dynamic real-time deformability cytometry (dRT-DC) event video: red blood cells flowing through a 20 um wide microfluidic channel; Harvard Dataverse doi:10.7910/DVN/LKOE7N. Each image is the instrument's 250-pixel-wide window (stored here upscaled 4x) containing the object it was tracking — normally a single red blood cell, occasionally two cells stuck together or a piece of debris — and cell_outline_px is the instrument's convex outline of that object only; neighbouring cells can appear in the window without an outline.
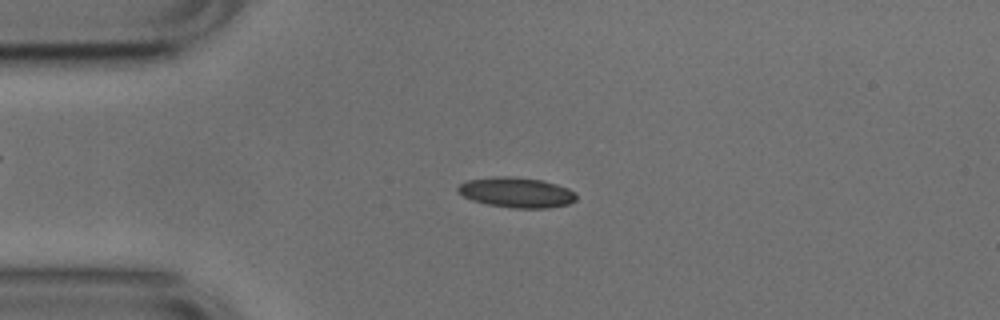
{"species": "common noctule bat (a hibernating species)", "species_latin": "Nyctalus noctula", "temperature_condition": "cold", "stored_images_in_passage": 49, "camera_frame_rate_fps": 3000, "um_per_image_px": 0.085, "animal": {"sex": "male", "body_mass_g": 17.9, "forearm_length_mm": 54.2}, "frame": {"image": 1, "passage_image": 9, "time_ms": 2.667, "image_size_px": [1000, 320], "cell_outline_px": [[576, 200], [568, 204], [544, 208], [516, 208], [488, 204], [472, 200], [464, 196], [456, 188], [460, 184], [468, 180], [492, 176], [512, 176], [540, 180], [556, 184], [568, 188], [576, 192]], "centroid_in_image_um": [43.91, 16.35], "position_along_channel_um": 41.1, "area_um2": 20.69}}
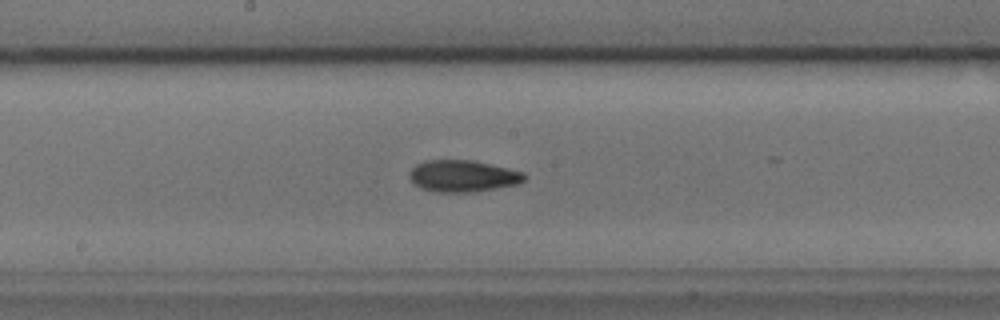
{"frame": {"image": 2, "passage_image": 24, "time_ms": 7.667, "image_size_px": [1000, 320], "cell_outline_px": [[528, 176], [520, 184], [472, 192], [436, 192], [420, 188], [412, 184], [408, 176], [408, 172], [416, 164], [424, 160], [472, 160], [508, 168], [524, 172]], "centroid_in_image_um": [39.32, 14.96], "position_along_channel_um": 208.9, "area_um2": 21.56}}
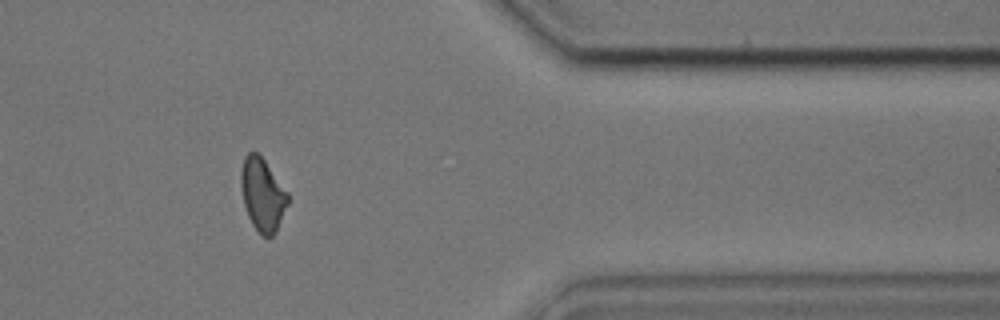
{"frame": {"image": 3, "passage_image": 40, "time_ms": 13.0, "image_size_px": [1000, 320], "cell_outline_px": [[288, 204], [276, 232], [272, 236], [260, 236], [252, 224], [248, 216], [244, 204], [240, 184], [240, 172], [244, 156], [248, 152], [256, 152], [264, 160], [288, 192]], "centroid_in_image_um": [22.3, 16.55], "position_along_channel_um": 389.1, "area_um2": 19.94}, "authors_computed_cell_mechanics": {"area_um2": 20.23, "velocity_mm_per_s": 3.7796, "shape_relaxation_time_tau1_ms": null, "shape_relaxation_time_tau2_ms": 3.5516, "deformation_change_tau1": null, "deformation_change_tau2": 0.1089}}